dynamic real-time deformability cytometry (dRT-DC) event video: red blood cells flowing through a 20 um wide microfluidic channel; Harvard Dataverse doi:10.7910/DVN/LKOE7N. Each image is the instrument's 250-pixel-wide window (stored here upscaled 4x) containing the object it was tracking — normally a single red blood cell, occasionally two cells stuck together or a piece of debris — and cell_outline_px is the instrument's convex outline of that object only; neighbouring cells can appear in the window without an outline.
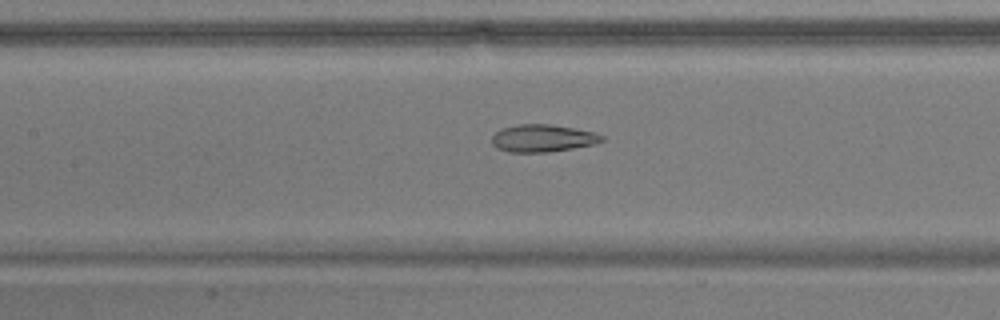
{"species": "common noctule bat (a hibernating species)", "species_latin": "Nyctalus noctula", "temperature_condition": "warm", "stored_images_in_passage": 38, "camera_frame_rate_fps": 3000, "um_per_image_px": 0.085, "animal": {"sex": "male", "body_mass_g": 17.9}, "frame": {"image": 1, "passage_image": 10, "time_ms": 3.0, "image_size_px": [1000, 320], "cell_outline_px": [[604, 140], [592, 144], [572, 148], [548, 152], [508, 152], [496, 148], [492, 144], [492, 136], [500, 128], [520, 124], [548, 124], [596, 132], [604, 136]], "centroid_in_image_um": [46.09, 11.75], "position_along_channel_um": 161.3, "area_um2": 17.51}}
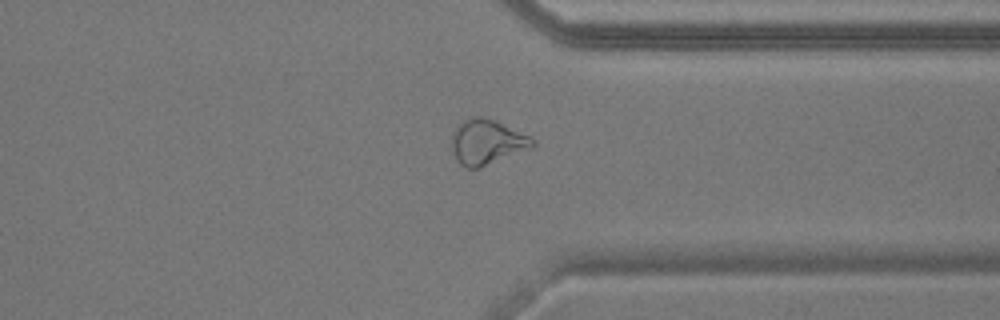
{"frame": {"image": 2, "passage_image": 27, "time_ms": 8.667, "image_size_px": [1000, 320], "cell_outline_px": [[536, 144], [532, 148], [480, 168], [468, 168], [460, 164], [452, 152], [452, 132], [456, 124], [460, 120], [472, 116], [480, 116], [492, 120], [528, 136], [536, 140]], "centroid_in_image_um": [41.34, 12.08], "position_along_channel_um": 370.1, "area_um2": 21.21}}
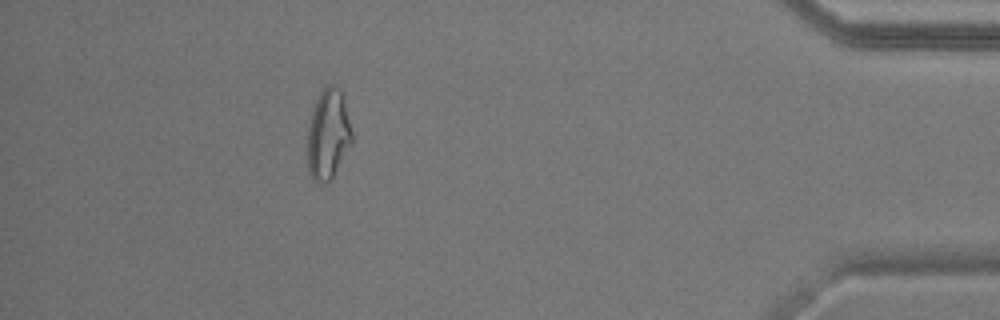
{"frame": {"image": 3, "passage_image": 34, "time_ms": 11.0, "image_size_px": [1000, 320], "cell_outline_px": [[352, 144], [332, 180], [324, 184], [312, 180], [308, 172], [308, 128], [312, 108], [320, 92], [328, 84], [336, 84], [340, 88], [344, 96], [352, 132]], "centroid_in_image_um": [27.91, 11.43], "position_along_channel_um": 407.3, "area_um2": 23.93}}